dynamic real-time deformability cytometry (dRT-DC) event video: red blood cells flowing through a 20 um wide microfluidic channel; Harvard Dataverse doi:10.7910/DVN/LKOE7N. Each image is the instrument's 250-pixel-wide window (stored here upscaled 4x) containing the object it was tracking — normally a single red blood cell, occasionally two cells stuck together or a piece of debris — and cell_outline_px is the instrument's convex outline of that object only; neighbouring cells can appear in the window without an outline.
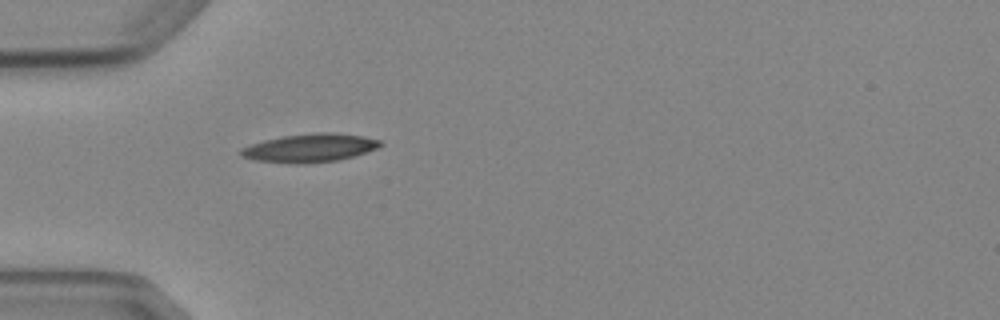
{"species": "Egyptian fruit bat (a non-hibernating species)", "species_latin": "Rousettus aegyptiacus", "temperature_condition": "cold", "stored_images_in_passage": 1, "camera_frame_rate_fps": 3000, "um_per_image_px": 0.085, "animal": {"sex": "female"}, "frame": {"image": 1, "passage_image": 1, "time_ms": 0.0, "image_size_px": [1000, 320], "cell_outline_px": [[384, 144], [376, 148], [352, 156], [336, 160], [308, 164], [288, 164], [252, 160], [240, 156], [240, 148], [264, 140], [284, 136], [312, 132], [332, 132], [364, 136], [380, 140]], "centroid_in_image_um": [26.29, 12.58], "position_along_channel_um": 58.7, "area_um2": 23.24}}